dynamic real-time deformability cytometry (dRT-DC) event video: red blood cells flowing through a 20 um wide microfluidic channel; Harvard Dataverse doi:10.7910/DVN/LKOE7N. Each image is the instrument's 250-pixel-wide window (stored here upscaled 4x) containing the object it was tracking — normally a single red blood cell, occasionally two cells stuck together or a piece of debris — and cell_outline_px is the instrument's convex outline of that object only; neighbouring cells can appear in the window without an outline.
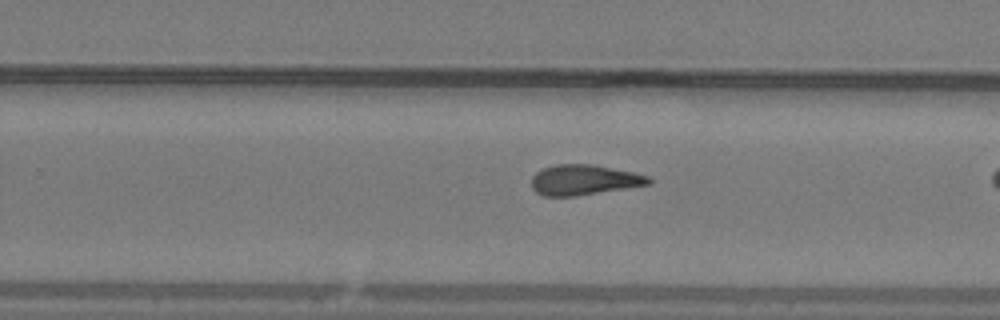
{"species": "common noctule bat (a hibernating species)", "species_latin": "Nyctalus noctula", "temperature_condition": "warm", "stored_images_in_passage": 23, "camera_frame_rate_fps": 3000, "um_per_image_px": 0.085, "animal": {"sex": "male", "body_mass_g": 19.2, "forearm_length_mm": 51.8}, "frame": {"image": 1, "passage_image": 17, "time_ms": 5.333, "image_size_px": [1000, 320], "cell_outline_px": [[652, 184], [576, 196], [544, 196], [536, 192], [532, 188], [532, 176], [536, 172], [544, 168], [556, 164], [592, 164], [632, 172], [648, 176], [652, 180]], "centroid_in_image_um": [49.64, 15.29], "position_along_channel_um": 280.2, "area_um2": 20.63}}